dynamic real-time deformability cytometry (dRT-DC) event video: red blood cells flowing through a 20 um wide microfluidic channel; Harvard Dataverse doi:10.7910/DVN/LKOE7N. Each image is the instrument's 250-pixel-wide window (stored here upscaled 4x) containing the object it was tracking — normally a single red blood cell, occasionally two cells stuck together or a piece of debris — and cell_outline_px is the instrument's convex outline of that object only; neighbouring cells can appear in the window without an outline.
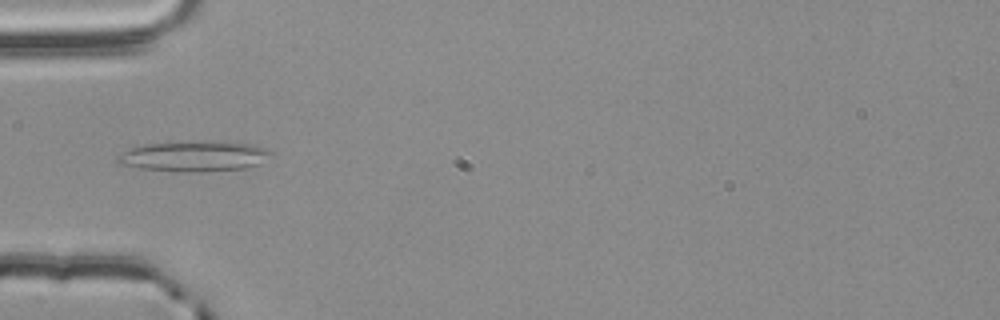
{"species": "common noctule bat (a hibernating species)", "species_latin": "Nyctalus noctula", "temperature_condition": "room temperature", "stored_images_in_passage": 38, "camera_frame_rate_fps": 3000, "um_per_image_px": 0.085, "animal": {"sex": "male", "body_mass_g": 20.4}, "frame": {"image": 1, "passage_image": 1, "time_ms": 0.0, "image_size_px": [1000, 320], "cell_outline_px": [[272, 152], [260, 164], [244, 168], [192, 172], [180, 172], [140, 168], [120, 164], [116, 160], [116, 156], [120, 152], [144, 144], [256, 144], [268, 148]], "centroid_in_image_um": [16.46, 13.33], "position_along_channel_um": 68.5, "area_um2": 25.84}}
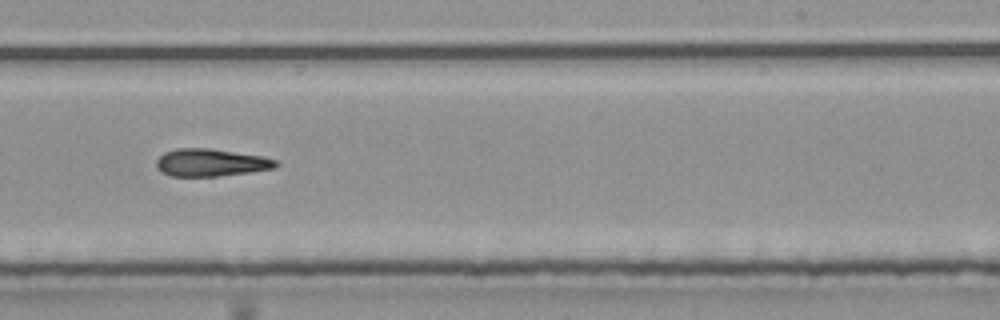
{"frame": {"image": 2, "passage_image": 17, "time_ms": 5.333, "image_size_px": [1000, 320], "cell_outline_px": [[280, 164], [276, 168], [248, 172], [216, 176], [168, 176], [160, 172], [156, 168], [156, 160], [164, 152], [176, 148], [208, 148], [264, 156], [276, 160]], "centroid_in_image_um": [17.9, 13.82], "position_along_channel_um": 271.1, "area_um2": 19.31}}
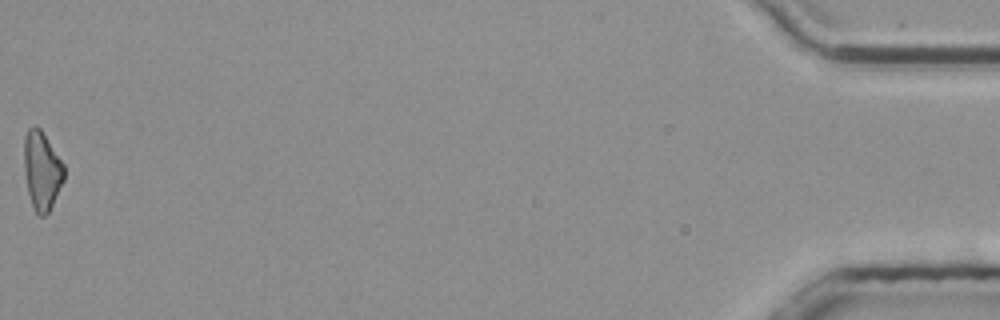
{"frame": {"image": 3, "passage_image": 38, "time_ms": 12.333, "image_size_px": [1000, 320], "cell_outline_px": [[64, 180], [48, 212], [44, 216], [40, 216], [36, 212], [32, 204], [28, 192], [24, 172], [24, 136], [28, 128], [32, 124], [36, 124], [40, 128], [64, 164]], "centroid_in_image_um": [3.54, 14.44], "position_along_channel_um": 431.7, "area_um2": 18.26}}